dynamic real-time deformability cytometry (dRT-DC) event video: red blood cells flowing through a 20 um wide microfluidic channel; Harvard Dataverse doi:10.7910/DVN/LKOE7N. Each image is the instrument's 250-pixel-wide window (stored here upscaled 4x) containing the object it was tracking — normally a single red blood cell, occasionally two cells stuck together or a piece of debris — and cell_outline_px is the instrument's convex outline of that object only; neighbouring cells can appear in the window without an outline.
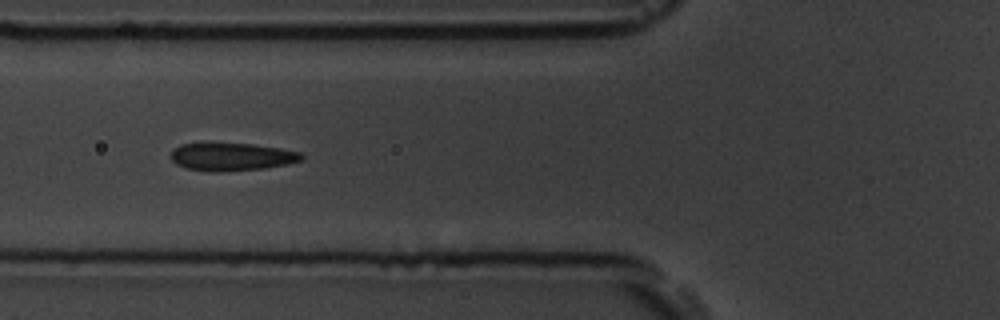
{"species": "common noctule bat (a hibernating species)", "species_latin": "Nyctalus noctula", "temperature_condition": "room temperature", "stored_images_in_passage": 11, "camera_frame_rate_fps": 3000, "um_per_image_px": 0.085, "animal": {"sex": "male", "body_mass_g": 19.5, "forearm_length_mm": 54.6}, "frame": {"image": 1, "passage_image": 7, "time_ms": 2.0, "image_size_px": [1000, 320], "cell_outline_px": [[304, 156], [300, 160], [284, 164], [264, 168], [220, 172], [212, 172], [184, 168], [176, 164], [168, 156], [172, 148], [180, 144], [200, 140], [252, 144], [280, 148], [300, 152]], "centroid_in_image_um": [19.53, 13.28], "position_along_channel_um": 106.3, "area_um2": 22.14}}